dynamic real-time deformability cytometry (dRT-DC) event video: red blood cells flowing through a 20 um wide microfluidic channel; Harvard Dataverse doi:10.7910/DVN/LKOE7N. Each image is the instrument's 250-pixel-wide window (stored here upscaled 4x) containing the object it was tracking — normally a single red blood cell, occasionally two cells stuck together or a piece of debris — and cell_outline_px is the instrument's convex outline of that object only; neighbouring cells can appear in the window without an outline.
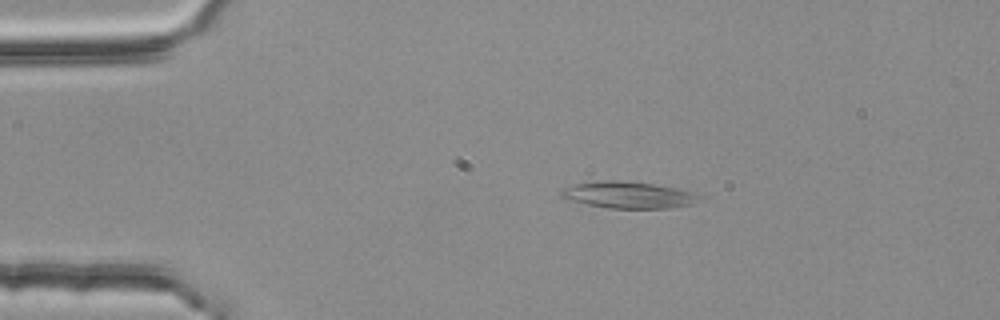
{"species": "common noctule bat (a hibernating species)", "species_latin": "Nyctalus noctula", "temperature_condition": "room temperature", "stored_images_in_passage": 4, "camera_frame_rate_fps": 3000, "um_per_image_px": 0.085, "animal": {"sex": "female", "body_mass_g": 25.1}, "frame": {"image": 1, "passage_image": 3, "time_ms": 0.667, "image_size_px": [1000, 320], "cell_outline_px": [[704, 196], [692, 204], [672, 208], [608, 208], [588, 204], [572, 200], [560, 196], [560, 192], [576, 184], [600, 180], [616, 180], [652, 184], [676, 188], [692, 192]], "centroid_in_image_um": [53.48, 16.57], "position_along_channel_um": 31.5, "area_um2": 21.1}}